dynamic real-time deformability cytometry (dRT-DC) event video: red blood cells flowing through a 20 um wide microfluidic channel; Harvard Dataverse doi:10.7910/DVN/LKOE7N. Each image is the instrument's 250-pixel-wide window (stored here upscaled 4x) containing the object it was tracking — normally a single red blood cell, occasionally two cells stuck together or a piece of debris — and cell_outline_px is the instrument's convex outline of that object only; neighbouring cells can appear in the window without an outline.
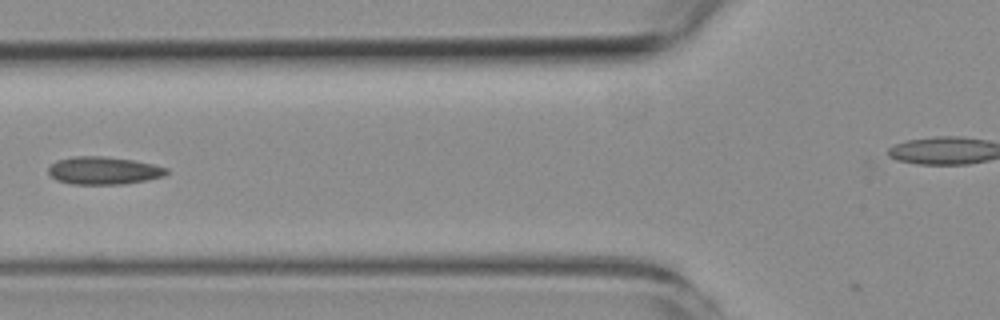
{"species": "common noctule bat (a hibernating species)", "species_latin": "Nyctalus noctula", "temperature_condition": "room temperature", "stored_images_in_passage": 7, "camera_frame_rate_fps": 3000, "um_per_image_px": 0.085, "animal": {"sex": "female", "body_mass_g": 19.3, "forearm_length_mm": 54.1}, "frame": {"image": 1, "passage_image": 6, "time_ms": 6.0, "image_size_px": [1000, 320], "cell_outline_px": [[168, 172], [164, 176], [148, 180], [124, 184], [72, 184], [56, 180], [48, 172], [48, 168], [56, 160], [72, 156], [104, 156], [132, 160], [152, 164], [168, 168]], "centroid_in_image_um": [8.8, 14.5], "position_along_channel_um": 117.0, "area_um2": 19.13}}
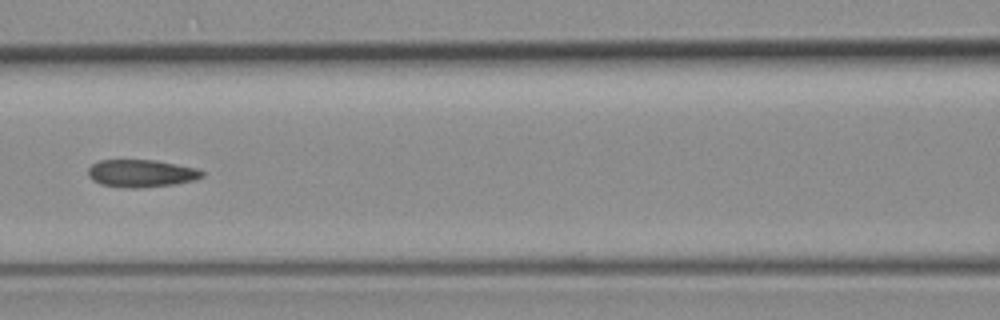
{"frame": {"image": 2, "passage_image": 7, "time_ms": 7.0, "image_size_px": [1000, 320], "cell_outline_px": [[204, 176], [196, 180], [176, 184], [140, 188], [124, 188], [100, 184], [92, 180], [88, 176], [88, 168], [92, 164], [100, 160], [156, 160], [196, 168], [204, 172]], "centroid_in_image_um": [12.01, 14.74], "position_along_channel_um": 154.6, "area_um2": 18.5}}